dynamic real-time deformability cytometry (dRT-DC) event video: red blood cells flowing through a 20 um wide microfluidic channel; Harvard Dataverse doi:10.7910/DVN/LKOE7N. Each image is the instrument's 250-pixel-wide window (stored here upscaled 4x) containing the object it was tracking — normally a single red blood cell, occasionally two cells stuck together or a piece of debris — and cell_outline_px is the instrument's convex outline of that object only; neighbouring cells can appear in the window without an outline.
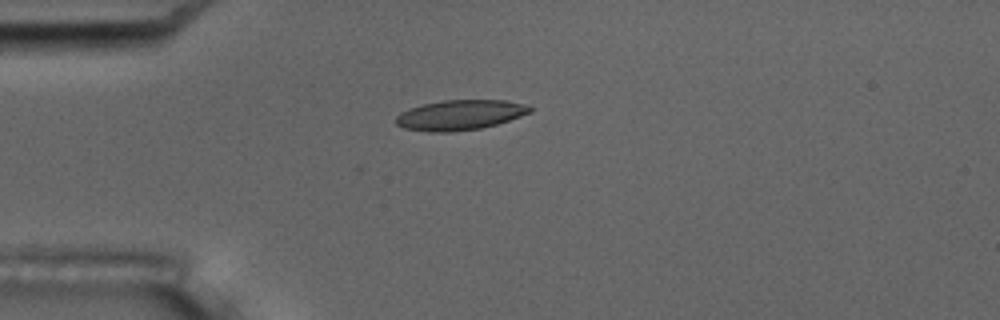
{"species": "common noctule bat (a hibernating species)", "species_latin": "Nyctalus noctula", "temperature_condition": "room temperature", "stored_images_in_passage": 14, "camera_frame_rate_fps": 3000, "um_per_image_px": 0.085, "animal": {"sex": "male", "body_mass_g": 17.5, "forearm_length_mm": 52.3}, "frame": {"image": 1, "passage_image": 3, "time_ms": 3.333, "image_size_px": [1000, 320], "cell_outline_px": [[532, 112], [496, 124], [480, 128], [452, 132], [428, 132], [404, 128], [396, 124], [396, 116], [400, 112], [408, 108], [424, 104], [444, 100], [504, 100], [524, 104], [532, 108]], "centroid_in_image_um": [39.06, 9.77], "position_along_channel_um": 45.9, "area_um2": 23.41}}
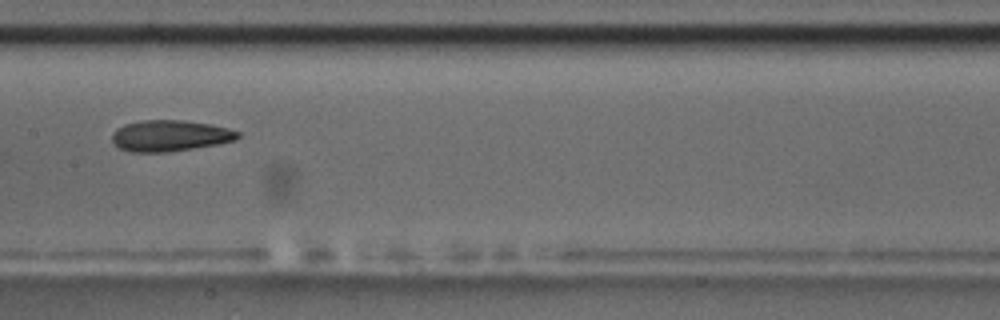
{"frame": {"image": 2, "passage_image": 7, "time_ms": 8.0, "image_size_px": [1000, 320], "cell_outline_px": [[240, 136], [236, 140], [216, 144], [168, 152], [132, 152], [120, 148], [112, 144], [112, 132], [116, 128], [124, 124], [144, 120], [184, 120], [212, 124], [228, 128], [240, 132]], "centroid_in_image_um": [14.43, 11.53], "position_along_channel_um": 193.0, "area_um2": 22.95}, "authors_computed_cell_mechanics": {"area_um2": 23.1778, "velocity_mm_per_s": 3.5386, "shape_relaxation_time_tau1_ms": 9.5923, "shape_relaxation_time_tau2_ms": 6.2418, "deformation_change_tau1": 0.1804, "deformation_change_tau2": 0.1396}}